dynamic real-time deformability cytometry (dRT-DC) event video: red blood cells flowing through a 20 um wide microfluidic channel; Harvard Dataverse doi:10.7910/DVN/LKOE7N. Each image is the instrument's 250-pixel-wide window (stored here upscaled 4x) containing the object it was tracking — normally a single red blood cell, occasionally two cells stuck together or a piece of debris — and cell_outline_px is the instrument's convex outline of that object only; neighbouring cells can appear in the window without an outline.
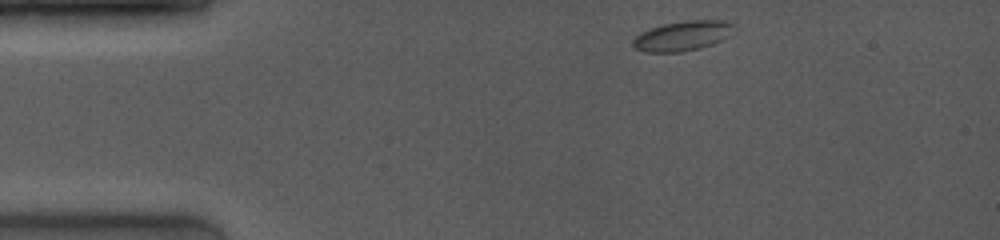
{"species": "common noctule bat (a hibernating species)", "species_latin": "Nyctalus noctula", "temperature_condition": "room temperature", "stored_images_in_passage": 13, "camera_frame_rate_fps": 4000, "um_per_image_px": 0.085, "animal": {"sex": "female", "body_mass_g": 19.0, "forearm_length_mm": 53.3}, "frame": {"image": 1, "passage_image": 1, "time_ms": 0.0, "image_size_px": [1000, 240], "cell_outline_px": [[732, 24], [728, 36], [712, 44], [700, 48], [680, 52], [644, 52], [632, 48], [632, 40], [640, 32], [664, 24], [684, 20], [724, 20]], "centroid_in_image_um": [57.93, 3.06], "position_along_channel_um": 27.1, "area_um2": 17.4}}
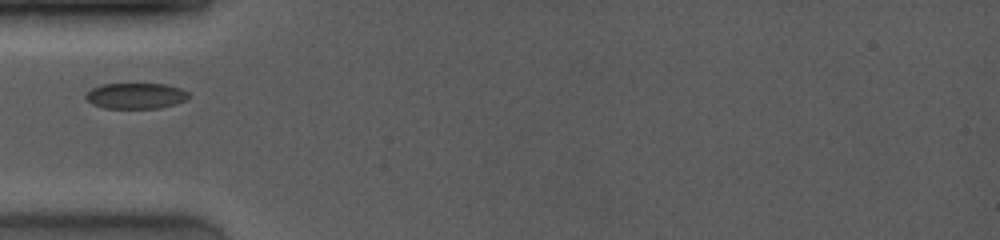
{"frame": {"image": 2, "passage_image": 6, "time_ms": 2.75, "image_size_px": [1000, 240], "cell_outline_px": [[188, 100], [176, 104], [160, 108], [104, 108], [92, 104], [84, 96], [92, 88], [100, 84], [164, 84], [180, 88], [188, 92]], "centroid_in_image_um": [11.55, 8.15], "position_along_channel_um": 73.4, "area_um2": 15.49}}